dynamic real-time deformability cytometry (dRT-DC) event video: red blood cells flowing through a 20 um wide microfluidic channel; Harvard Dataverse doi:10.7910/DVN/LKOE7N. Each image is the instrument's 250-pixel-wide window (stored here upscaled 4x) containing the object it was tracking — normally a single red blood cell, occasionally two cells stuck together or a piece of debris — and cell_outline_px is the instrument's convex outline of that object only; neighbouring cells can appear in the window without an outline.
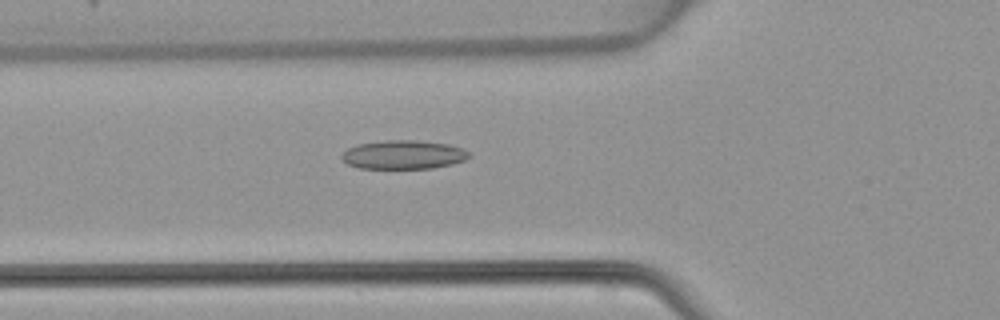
{"species": "common noctule bat (a hibernating species)", "species_latin": "Nyctalus noctula", "temperature_condition": "warm", "stored_images_in_passage": 49, "camera_frame_rate_fps": 3000, "um_per_image_px": 0.085, "animal": {"sex": "female", "body_mass_g": 22.7, "forearm_length_mm": 54.2}, "frame": {"image": 1, "passage_image": 17, "time_ms": 5.333, "image_size_px": [1000, 320], "cell_outline_px": [[472, 156], [464, 160], [452, 164], [432, 168], [360, 168], [348, 164], [340, 156], [348, 148], [356, 144], [388, 140], [416, 140], [448, 144], [464, 148]], "centroid_in_image_um": [34.31, 13.14], "position_along_channel_um": 91.5, "area_um2": 21.33}}
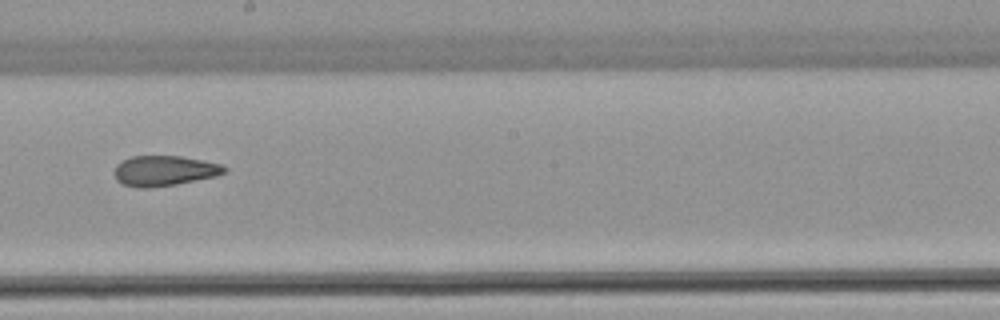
{"frame": {"image": 2, "passage_image": 27, "time_ms": 8.667, "image_size_px": [1000, 320], "cell_outline_px": [[228, 172], [216, 176], [176, 184], [148, 188], [136, 188], [124, 184], [116, 180], [112, 172], [116, 164], [132, 156], [180, 156], [224, 164], [228, 168]], "centroid_in_image_um": [13.97, 14.51], "position_along_channel_um": 234.2, "area_um2": 19.65}}
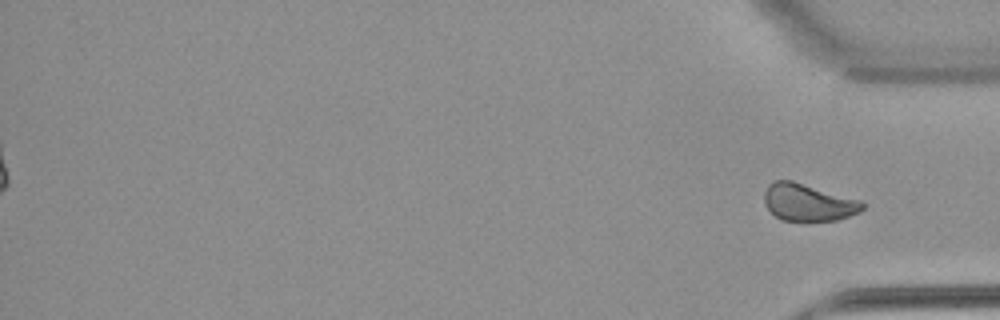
{"frame": {"image": 3, "passage_image": 49, "time_ms": 16.0, "image_size_px": [1000, 320], "cell_outline_px": [[864, 208], [860, 212], [836, 220], [808, 224], [780, 220], [768, 208], [764, 200], [764, 192], [768, 184], [776, 180], [792, 180], [860, 200], [864, 204]], "centroid_in_image_um": [68.68, 17.25], "position_along_channel_um": 366.5, "area_um2": 21.85}}